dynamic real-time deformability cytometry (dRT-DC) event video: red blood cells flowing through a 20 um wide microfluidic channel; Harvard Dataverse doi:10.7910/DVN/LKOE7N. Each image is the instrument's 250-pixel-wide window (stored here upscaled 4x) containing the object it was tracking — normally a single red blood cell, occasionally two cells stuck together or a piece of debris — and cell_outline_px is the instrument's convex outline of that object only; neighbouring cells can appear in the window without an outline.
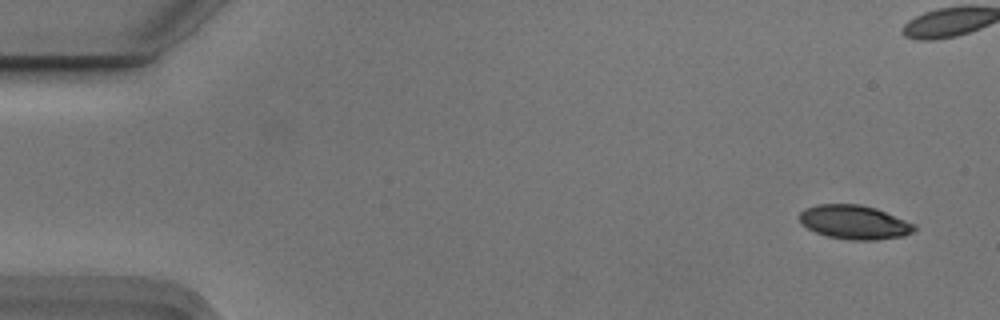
{"species": "Egyptian fruit bat (a non-hibernating species)", "species_latin": "Rousettus aegyptiacus", "temperature_condition": "cold", "stored_images_in_passage": 18, "camera_frame_rate_fps": 3000, "um_per_image_px": 0.085, "animal": {"sex": "male"}, "frame": {"image": 1, "passage_image": 3, "time_ms": 0.667, "image_size_px": [1000, 320], "cell_outline_px": [[916, 228], [912, 232], [904, 236], [876, 240], [848, 240], [824, 236], [800, 224], [800, 212], [804, 208], [816, 204], [860, 204], [876, 208], [916, 224]], "centroid_in_image_um": [72.61, 18.89], "position_along_channel_um": 12.4, "area_um2": 23.0}}